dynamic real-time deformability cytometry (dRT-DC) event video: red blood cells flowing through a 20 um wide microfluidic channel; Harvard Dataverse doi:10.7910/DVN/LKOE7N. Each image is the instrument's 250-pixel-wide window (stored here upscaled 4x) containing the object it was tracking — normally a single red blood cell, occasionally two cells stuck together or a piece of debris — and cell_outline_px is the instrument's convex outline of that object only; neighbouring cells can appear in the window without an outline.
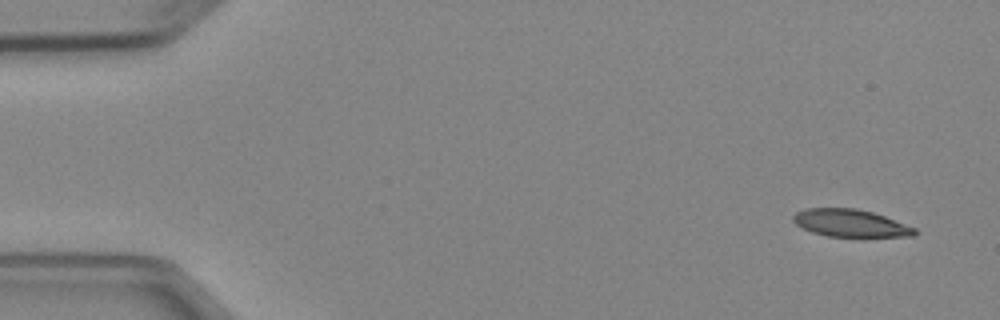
{"species": "Egyptian fruit bat (a non-hibernating species)", "species_latin": "Rousettus aegyptiacus", "temperature_condition": "cold", "stored_images_in_passage": 5, "camera_frame_rate_fps": 3000, "um_per_image_px": 0.085, "animal": {"sex": "female"}, "frame": {"image": 1, "passage_image": 1, "time_ms": 0.0, "image_size_px": [1000, 320], "cell_outline_px": [[916, 232], [912, 236], [860, 240], [828, 236], [812, 232], [796, 224], [792, 220], [792, 216], [796, 212], [804, 208], [856, 208], [872, 212], [884, 216], [916, 228]], "centroid_in_image_um": [72.33, 19.02], "position_along_channel_um": 12.7, "area_um2": 20.4}}
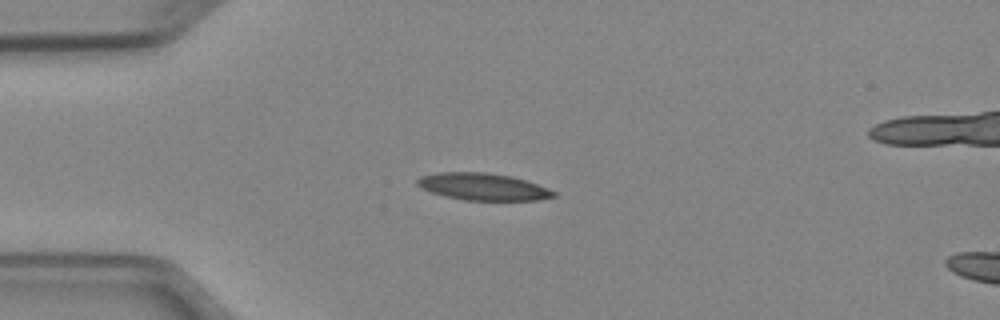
{"frame": {"image": 2, "passage_image": 4, "time_ms": 3.333, "image_size_px": [1000, 320], "cell_outline_px": [[556, 196], [540, 200], [464, 200], [432, 192], [416, 184], [416, 180], [420, 176], [436, 172], [488, 172], [512, 176], [548, 188], [556, 192]], "centroid_in_image_um": [41.07, 15.86], "position_along_channel_um": 43.9, "area_um2": 21.39}}